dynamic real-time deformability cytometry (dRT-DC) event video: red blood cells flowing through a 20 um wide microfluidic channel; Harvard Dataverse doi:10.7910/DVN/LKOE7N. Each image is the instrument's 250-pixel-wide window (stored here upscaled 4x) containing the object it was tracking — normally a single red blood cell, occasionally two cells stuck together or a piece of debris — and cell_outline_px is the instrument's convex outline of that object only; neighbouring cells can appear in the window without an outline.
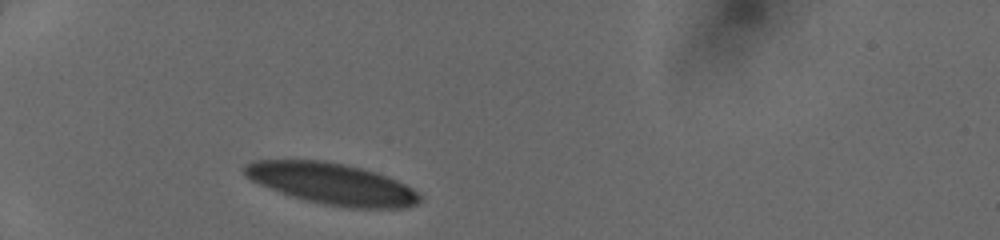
{"species": "human", "species_latin": "Homo sapiens", "temperature_condition": "cold", "stored_images_in_passage": 28, "camera_frame_rate_fps": 3000, "um_per_image_px": 0.085, "donor": {"sex": "female"}, "frame": {"image": 1, "passage_image": 1, "time_ms": 0.0, "image_size_px": [1000, 240], "cell_outline_px": [[424, 200], [416, 204], [404, 208], [348, 208], [324, 204], [304, 200], [280, 192], [260, 184], [244, 176], [244, 164], [256, 160], [324, 160], [364, 168], [388, 176], [420, 192], [424, 196]], "centroid_in_image_um": [28.27, 15.62], "position_along_channel_um": 56.7, "area_um2": 42.54}}
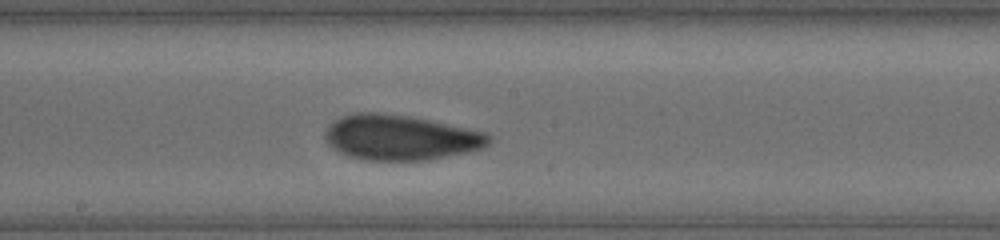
{"frame": {"image": 2, "passage_image": 14, "time_ms": 4.333, "image_size_px": [1000, 240], "cell_outline_px": [[492, 140], [484, 148], [472, 152], [428, 160], [368, 160], [348, 156], [340, 152], [328, 144], [324, 140], [324, 132], [328, 124], [344, 116], [356, 112], [376, 112], [408, 116], [488, 132], [492, 136]], "centroid_in_image_um": [34.07, 11.69], "position_along_channel_um": 214.1, "area_um2": 43.41}}
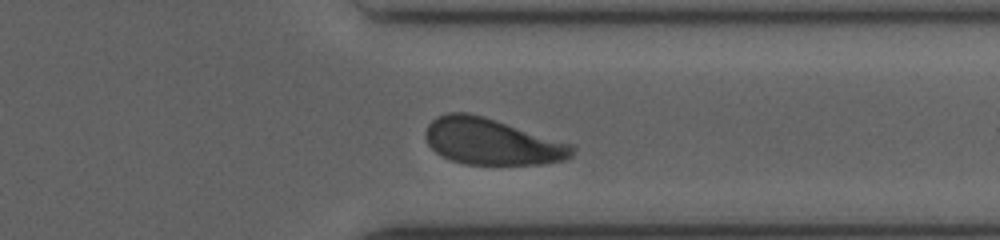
{"frame": {"image": 3, "passage_image": 25, "time_ms": 8.0, "image_size_px": [1000, 240], "cell_outline_px": [[576, 148], [572, 156], [564, 160], [544, 164], [464, 164], [452, 160], [436, 152], [428, 144], [424, 132], [428, 124], [436, 116], [448, 112], [468, 112], [484, 116], [572, 144]], "centroid_in_image_um": [41.79, 12.03], "position_along_channel_um": 369.6, "area_um2": 39.59}}